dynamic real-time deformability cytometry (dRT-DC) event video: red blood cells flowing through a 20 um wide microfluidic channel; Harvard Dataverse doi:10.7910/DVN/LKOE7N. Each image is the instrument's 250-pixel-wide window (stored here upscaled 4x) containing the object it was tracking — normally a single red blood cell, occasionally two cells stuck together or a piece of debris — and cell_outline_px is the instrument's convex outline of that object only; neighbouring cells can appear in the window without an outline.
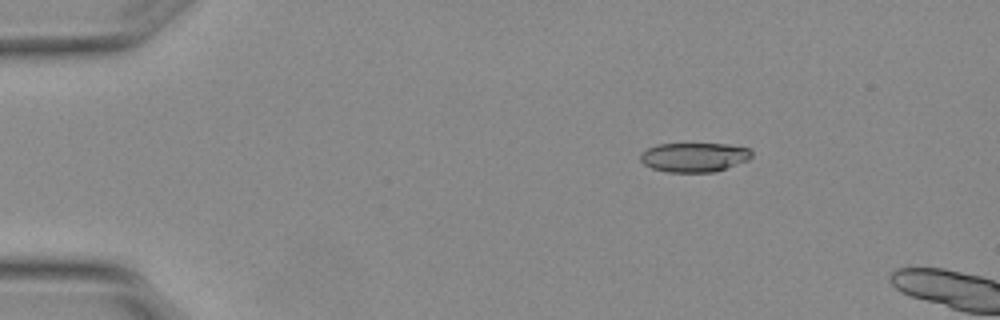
{"species": "Egyptian fruit bat (a non-hibernating species)", "species_latin": "Rousettus aegyptiacus", "temperature_condition": "warm", "stored_images_in_passage": 3, "camera_frame_rate_fps": 3000, "um_per_image_px": 0.085, "animal": {"sex": "female"}, "frame": {"image": 1, "passage_image": 1, "time_ms": 0.0, "image_size_px": [1000, 320], "cell_outline_px": [[752, 156], [748, 160], [716, 172], [668, 172], [652, 168], [644, 164], [640, 160], [640, 152], [656, 144], [728, 144], [748, 148], [752, 152]], "centroid_in_image_um": [59.0, 13.36], "position_along_channel_um": 26.0, "area_um2": 19.07}}